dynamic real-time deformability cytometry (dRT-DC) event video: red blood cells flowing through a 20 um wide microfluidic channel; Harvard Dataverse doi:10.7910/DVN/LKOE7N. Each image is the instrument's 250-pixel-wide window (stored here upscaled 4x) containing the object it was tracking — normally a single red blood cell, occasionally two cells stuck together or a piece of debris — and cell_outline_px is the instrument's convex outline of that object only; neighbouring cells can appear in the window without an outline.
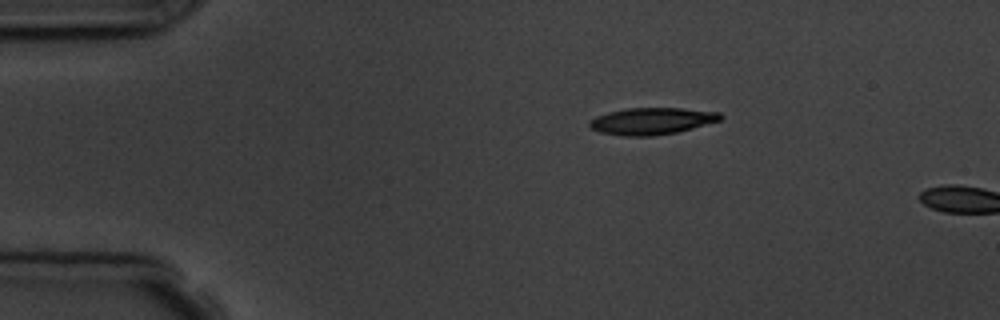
{"species": "common noctule bat (a hibernating species)", "species_latin": "Nyctalus noctula", "temperature_condition": "room temperature", "stored_images_in_passage": 2, "camera_frame_rate_fps": 3000, "um_per_image_px": 0.085, "animal": {"sex": "male", "body_mass_g": 19.5, "forearm_length_mm": 54.6}, "frame": {"image": 1, "passage_image": 1, "time_ms": 0.0, "image_size_px": [1000, 320], "cell_outline_px": [[724, 116], [720, 120], [692, 128], [676, 132], [652, 136], [624, 136], [600, 132], [592, 128], [588, 124], [588, 120], [596, 116], [608, 112], [628, 108], [684, 108], [720, 112]], "centroid_in_image_um": [55.39, 10.28], "position_along_channel_um": 29.6, "area_um2": 20.46}}